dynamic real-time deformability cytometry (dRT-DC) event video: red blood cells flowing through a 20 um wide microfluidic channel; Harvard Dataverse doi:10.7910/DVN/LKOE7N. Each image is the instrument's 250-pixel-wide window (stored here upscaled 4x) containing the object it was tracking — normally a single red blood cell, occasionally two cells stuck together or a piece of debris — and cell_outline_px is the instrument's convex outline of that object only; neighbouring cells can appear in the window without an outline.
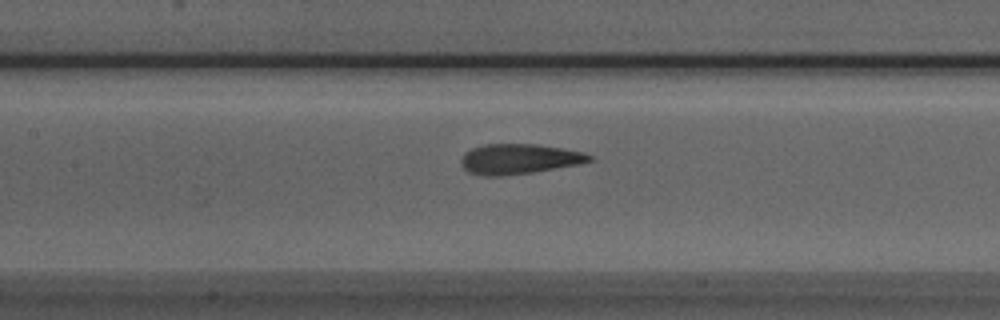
{"species": "Egyptian fruit bat (a non-hibernating species)", "species_latin": "Rousettus aegyptiacus", "temperature_condition": "room temperature", "stored_images_in_passage": 45, "camera_frame_rate_fps": 3000, "um_per_image_px": 0.085, "animal": {"sex": "male"}, "frame": {"image": 1, "passage_image": 22, "time_ms": 7.0, "image_size_px": [1000, 320], "cell_outline_px": [[596, 160], [576, 164], [532, 172], [500, 176], [484, 176], [468, 172], [460, 164], [460, 160], [464, 152], [472, 148], [484, 144], [532, 144], [560, 148], [580, 152], [592, 156]], "centroid_in_image_um": [44.05, 13.51], "position_along_channel_um": 163.4, "area_um2": 22.31}}
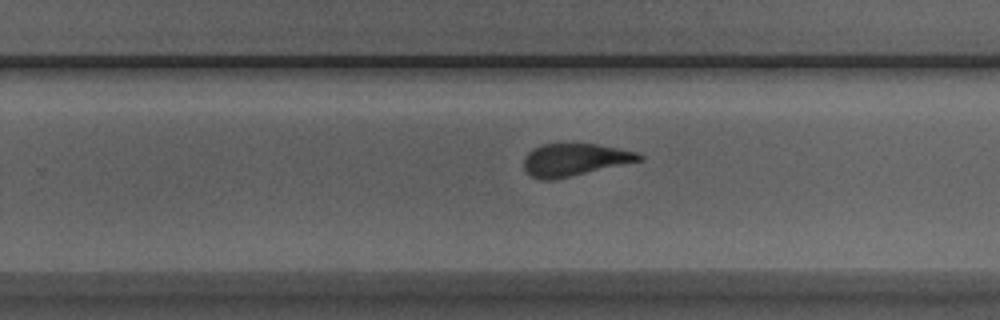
{"frame": {"image": 2, "passage_image": 31, "time_ms": 10.0, "image_size_px": [1000, 320], "cell_outline_px": [[644, 160], [552, 180], [540, 180], [532, 176], [524, 168], [524, 156], [532, 148], [544, 144], [596, 144], [620, 148], [636, 152], [644, 156]], "centroid_in_image_um": [48.85, 13.57], "position_along_channel_um": 280.9, "area_um2": 21.73}}
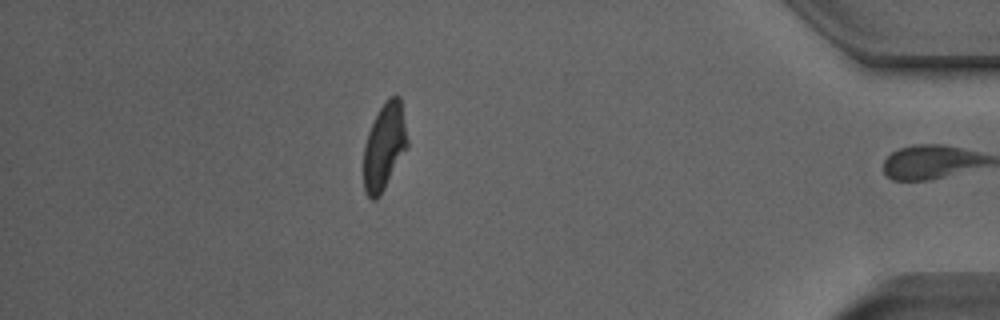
{"frame": {"image": 3, "passage_image": 44, "time_ms": 14.333, "image_size_px": [1000, 320], "cell_outline_px": [[408, 148], [380, 196], [376, 200], [372, 200], [364, 192], [364, 144], [368, 132], [380, 108], [392, 96], [400, 96], [408, 140]], "centroid_in_image_um": [32.67, 12.51], "position_along_channel_um": 402.5, "area_um2": 22.02}, "authors_computed_cell_mechanics": {"area_um2": 23.0622, "velocity_mm_per_s": 3.93, "shape_relaxation_time_tau1_ms": 8.7393, "shape_relaxation_time_tau2_ms": 1.4527, "deformation_change_tau1": 0.24, "deformation_change_tau2": 0.0892}}